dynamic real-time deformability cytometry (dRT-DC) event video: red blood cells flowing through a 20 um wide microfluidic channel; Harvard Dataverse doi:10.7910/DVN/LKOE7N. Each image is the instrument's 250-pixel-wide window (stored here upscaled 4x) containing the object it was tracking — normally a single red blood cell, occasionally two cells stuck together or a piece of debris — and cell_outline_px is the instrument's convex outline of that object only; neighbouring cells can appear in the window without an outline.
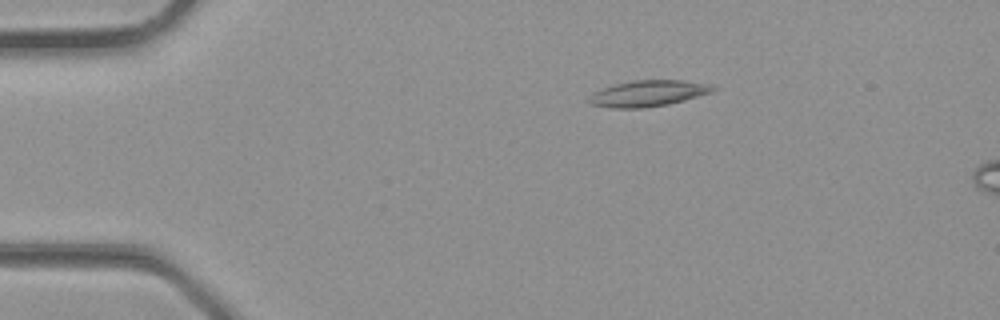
{"species": "common noctule bat (a hibernating species)", "species_latin": "Nyctalus noctula", "temperature_condition": "room temperature", "stored_images_in_passage": 10, "camera_frame_rate_fps": 3000, "um_per_image_px": 0.085, "animal": {"sex": "male", "body_mass_g": 23.1, "forearm_length_mm": 52.7}, "frame": {"image": 1, "passage_image": 7, "time_ms": 2.0, "image_size_px": [1000, 320], "cell_outline_px": [[716, 88], [712, 92], [684, 100], [668, 104], [644, 108], [612, 108], [592, 104], [588, 100], [600, 88], [616, 84], [636, 80], [680, 80], [708, 84]], "centroid_in_image_um": [55.1, 7.94], "position_along_channel_um": 29.9, "area_um2": 18.5}}